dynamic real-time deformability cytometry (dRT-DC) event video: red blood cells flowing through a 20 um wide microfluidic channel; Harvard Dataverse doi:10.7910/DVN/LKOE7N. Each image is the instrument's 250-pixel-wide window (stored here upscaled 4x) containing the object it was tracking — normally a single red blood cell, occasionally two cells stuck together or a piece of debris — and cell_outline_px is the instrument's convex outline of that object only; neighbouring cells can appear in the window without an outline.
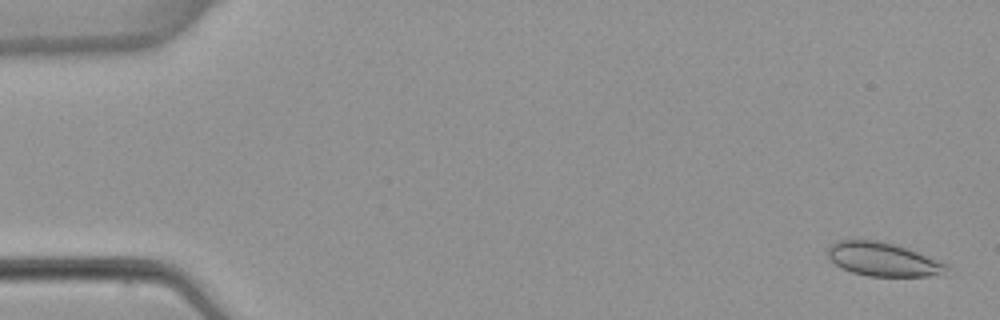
{"species": "common noctule bat (a hibernating species)", "species_latin": "Nyctalus noctula", "temperature_condition": "warm", "stored_images_in_passage": 4, "camera_frame_rate_fps": 3000, "um_per_image_px": 0.085, "animal": {"sex": "female", "body_mass_g": 22.7, "forearm_length_mm": 54.2}, "frame": {"image": 1, "passage_image": 1, "time_ms": 0.0, "image_size_px": [1000, 320], "cell_outline_px": [[948, 276], [868, 276], [852, 272], [840, 268], [828, 256], [828, 248], [836, 240], [876, 240], [896, 244], [948, 264]], "centroid_in_image_um": [75.11, 22.06], "position_along_channel_um": 9.9, "area_um2": 23.47}}
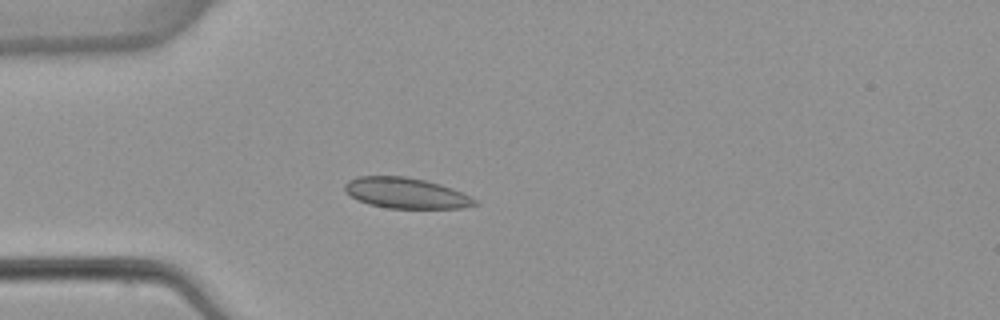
{"frame": {"image": 2, "passage_image": 4, "time_ms": 4.333, "image_size_px": [1000, 320], "cell_outline_px": [[480, 204], [464, 208], [388, 208], [368, 204], [356, 200], [344, 192], [344, 184], [348, 180], [356, 176], [404, 176], [424, 180], [440, 184], [452, 188], [472, 196]], "centroid_in_image_um": [34.49, 16.41], "position_along_channel_um": 50.5, "area_um2": 23.52}}